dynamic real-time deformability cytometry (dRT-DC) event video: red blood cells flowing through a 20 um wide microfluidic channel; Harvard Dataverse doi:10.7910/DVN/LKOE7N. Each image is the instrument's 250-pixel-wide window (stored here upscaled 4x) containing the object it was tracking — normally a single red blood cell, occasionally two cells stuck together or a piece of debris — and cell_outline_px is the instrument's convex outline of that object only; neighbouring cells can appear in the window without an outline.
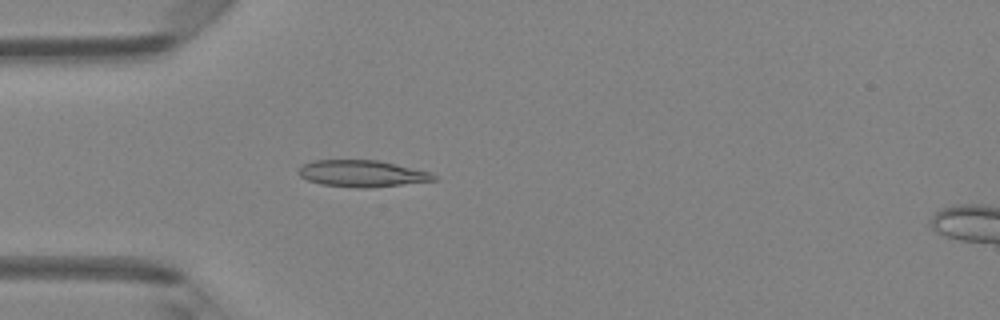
{"species": "Egyptian fruit bat (a non-hibernating species)", "species_latin": "Rousettus aegyptiacus", "temperature_condition": "room temperature", "stored_images_in_passage": 48, "camera_frame_rate_fps": 3000, "um_per_image_px": 0.085, "animal": {"sex": "female"}, "frame": {"image": 1, "passage_image": 14, "time_ms": 4.333, "image_size_px": [1000, 320], "cell_outline_px": [[440, 180], [368, 188], [356, 188], [320, 184], [308, 180], [300, 176], [296, 172], [304, 164], [312, 160], [376, 160], [396, 164], [432, 172]], "centroid_in_image_um": [30.8, 14.76], "position_along_channel_um": 54.2, "area_um2": 21.15}}
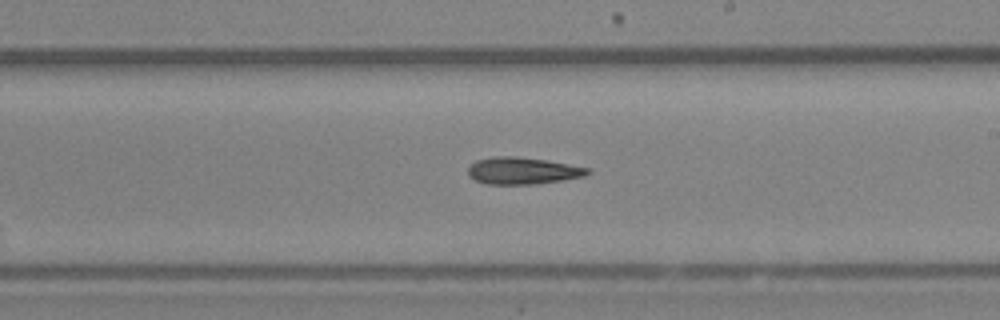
{"frame": {"image": 2, "passage_image": 28, "time_ms": 9.0, "image_size_px": [1000, 320], "cell_outline_px": [[592, 172], [584, 176], [564, 180], [536, 184], [488, 184], [476, 180], [468, 176], [468, 168], [476, 160], [492, 156], [516, 156], [548, 160], [588, 168]], "centroid_in_image_um": [44.42, 14.51], "position_along_channel_um": 244.6, "area_um2": 18.84}}
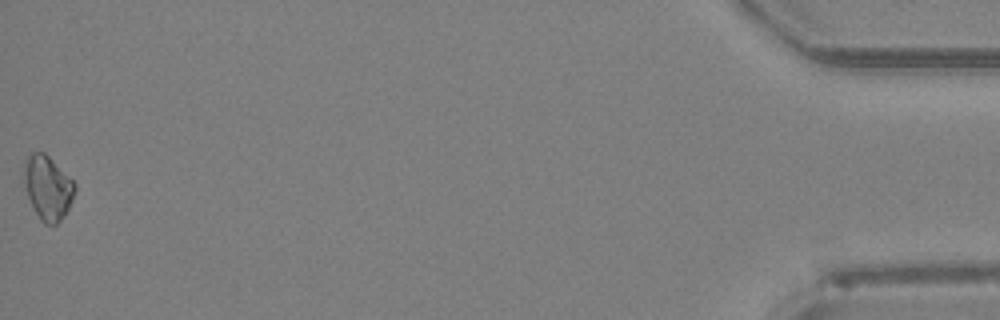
{"frame": {"image": 3, "passage_image": 48, "time_ms": 15.667, "image_size_px": [1000, 320], "cell_outline_px": [[76, 192], [68, 208], [60, 220], [56, 224], [44, 224], [40, 220], [28, 196], [24, 184], [24, 160], [32, 152], [44, 152], [76, 184]], "centroid_in_image_um": [4.05, 15.94], "position_along_channel_um": 431.1, "area_um2": 18.67}, "authors_computed_cell_mechanics": {"area_um2": 18.7561, "velocity_mm_per_s": 4.2446, "shape_relaxation_time_tau1_ms": null, "shape_relaxation_time_tau2_ms": 8.5837, "deformation_change_tau1": null, "deformation_change_tau2": 0.1704}}